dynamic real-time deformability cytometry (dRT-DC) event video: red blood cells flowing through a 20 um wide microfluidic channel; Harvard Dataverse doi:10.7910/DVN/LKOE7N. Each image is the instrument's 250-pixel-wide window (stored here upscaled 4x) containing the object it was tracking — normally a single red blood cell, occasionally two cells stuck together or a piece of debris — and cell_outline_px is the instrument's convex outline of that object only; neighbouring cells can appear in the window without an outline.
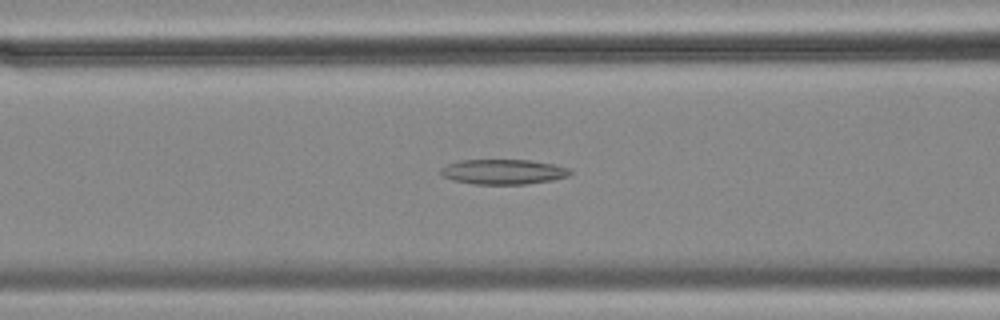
{"species": "common noctule bat (a hibernating species)", "species_latin": "Nyctalus noctula", "temperature_condition": "cold", "stored_images_in_passage": 46, "camera_frame_rate_fps": 3000, "um_per_image_px": 0.085, "animal": {"sex": "female", "body_mass_g": 18.4}, "frame": {"image": 1, "passage_image": 17, "time_ms": 5.333, "image_size_px": [1000, 320], "cell_outline_px": [[572, 172], [568, 176], [552, 180], [524, 184], [472, 184], [452, 180], [444, 176], [440, 172], [440, 168], [448, 164], [460, 160], [532, 160], [556, 164], [568, 168]], "centroid_in_image_um": [42.78, 14.6], "position_along_channel_um": 123.8, "area_um2": 18.9}}
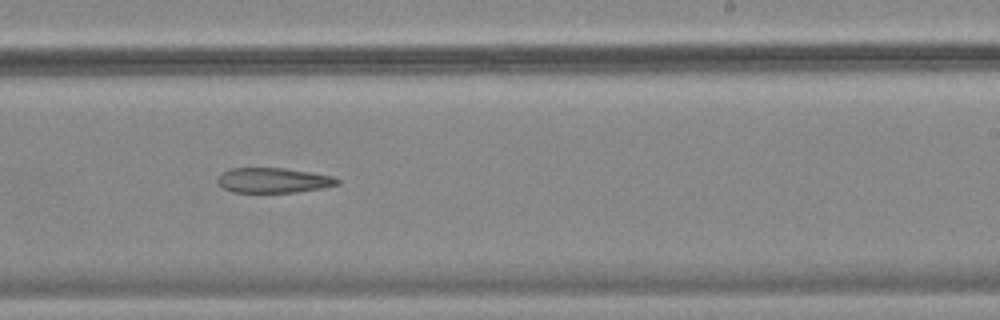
{"frame": {"image": 2, "passage_image": 29, "time_ms": 9.333, "image_size_px": [1000, 320], "cell_outline_px": [[340, 184], [324, 188], [296, 192], [232, 192], [224, 188], [216, 180], [224, 172], [232, 168], [284, 168], [336, 176], [340, 180]], "centroid_in_image_um": [23.31, 15.33], "position_along_channel_um": 265.7, "area_um2": 17.46}}
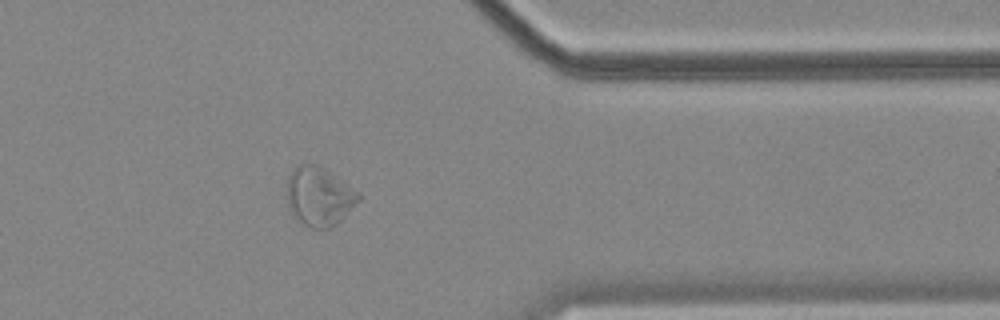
{"frame": {"image": 3, "passage_image": 40, "time_ms": 13.0, "image_size_px": [1000, 320], "cell_outline_px": [[360, 200], [336, 224], [328, 228], [312, 228], [296, 220], [292, 216], [288, 208], [284, 196], [288, 176], [300, 164], [316, 164], [328, 168], [360, 196]], "centroid_in_image_um": [27.05, 16.69], "position_along_channel_um": 384.3, "area_um2": 24.8}}